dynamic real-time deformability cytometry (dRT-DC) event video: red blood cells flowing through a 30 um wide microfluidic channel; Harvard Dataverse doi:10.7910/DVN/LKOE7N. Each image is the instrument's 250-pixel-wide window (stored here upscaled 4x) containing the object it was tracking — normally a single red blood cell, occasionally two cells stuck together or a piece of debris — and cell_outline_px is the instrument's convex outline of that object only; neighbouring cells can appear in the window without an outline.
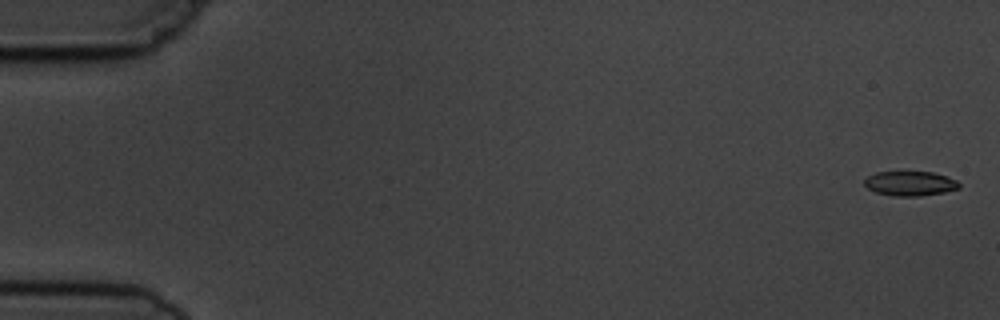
{"species": "common noctule bat (a hibernating species)", "species_latin": "Nyctalus noctula", "temperature_condition": "cold", "stored_images_in_passage": 7, "camera_frame_rate_fps": 3000, "um_per_image_px": 0.085, "animal": {"sex": "male", "body_mass_g": 19.5, "forearm_length_mm": 54.6}, "frame": {"image": 1, "passage_image": 1, "time_ms": 0.0, "image_size_px": [1000, 320], "cell_outline_px": [[960, 188], [944, 192], [920, 196], [892, 196], [876, 192], [868, 188], [864, 184], [864, 180], [868, 176], [876, 172], [932, 172], [948, 176], [956, 180], [960, 184]], "centroid_in_image_um": [77.37, 15.6], "position_along_channel_um": 7.6, "area_um2": 13.58}}
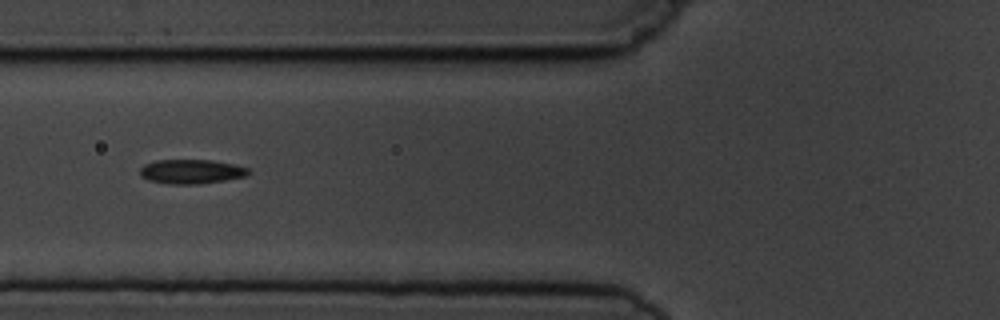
{"frame": {"image": 2, "passage_image": 6, "time_ms": 6.667, "image_size_px": [1000, 320], "cell_outline_px": [[252, 172], [248, 176], [200, 184], [168, 184], [148, 180], [140, 176], [140, 168], [144, 164], [156, 160], [212, 160], [232, 164], [248, 168]], "centroid_in_image_um": [16.26, 14.58], "position_along_channel_um": 109.5, "area_um2": 15.49}}
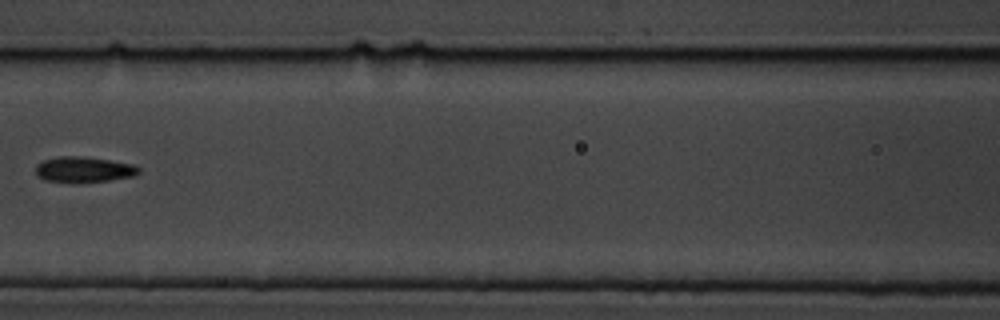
{"frame": {"image": 3, "passage_image": 7, "time_ms": 8.0, "image_size_px": [1000, 320], "cell_outline_px": [[140, 172], [136, 176], [108, 180], [44, 180], [36, 176], [36, 164], [44, 160], [60, 156], [80, 156], [108, 160], [132, 164], [140, 168]], "centroid_in_image_um": [7.14, 14.37], "position_along_channel_um": 159.5, "area_um2": 14.74}}